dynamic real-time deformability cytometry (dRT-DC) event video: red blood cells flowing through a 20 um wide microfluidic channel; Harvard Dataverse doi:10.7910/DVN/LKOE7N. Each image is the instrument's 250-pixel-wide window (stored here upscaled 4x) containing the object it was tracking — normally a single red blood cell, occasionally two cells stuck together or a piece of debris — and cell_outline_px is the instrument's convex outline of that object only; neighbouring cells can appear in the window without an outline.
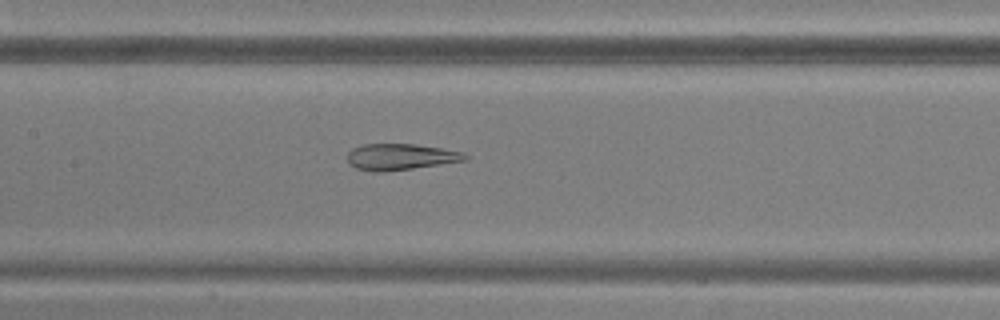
{"species": "common noctule bat (a hibernating species)", "species_latin": "Nyctalus noctula", "temperature_condition": "warm", "stored_images_in_passage": 41, "segment_of_instrument_passage": [1, 2], "camera_frame_rate_fps": 3000, "um_per_image_px": 0.085, "animal": {"sex": "male", "body_mass_g": 20.5, "forearm_length_mm": 52.5}, "frame": {"image": 1, "passage_image": 14, "time_ms": 4.333, "image_size_px": [1000, 320], "cell_outline_px": [[468, 160], [384, 172], [372, 172], [356, 168], [348, 164], [348, 152], [352, 148], [364, 144], [416, 144], [464, 152], [468, 156]], "centroid_in_image_um": [34.02, 13.33], "position_along_channel_um": 173.4, "area_um2": 18.03}}
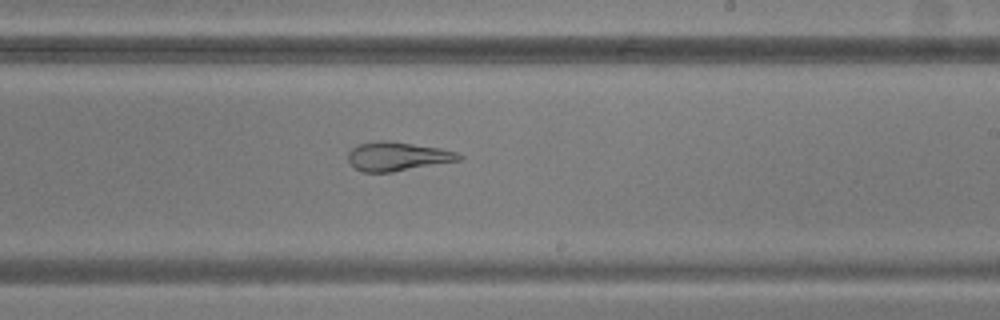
{"frame": {"image": 2, "passage_image": 20, "time_ms": 6.333, "image_size_px": [1000, 320], "cell_outline_px": [[464, 156], [460, 160], [392, 172], [364, 172], [356, 168], [348, 160], [348, 152], [352, 148], [360, 144], [380, 140], [392, 140], [440, 148], [456, 152]], "centroid_in_image_um": [33.79, 13.28], "position_along_channel_um": 255.2, "area_um2": 18.61}}
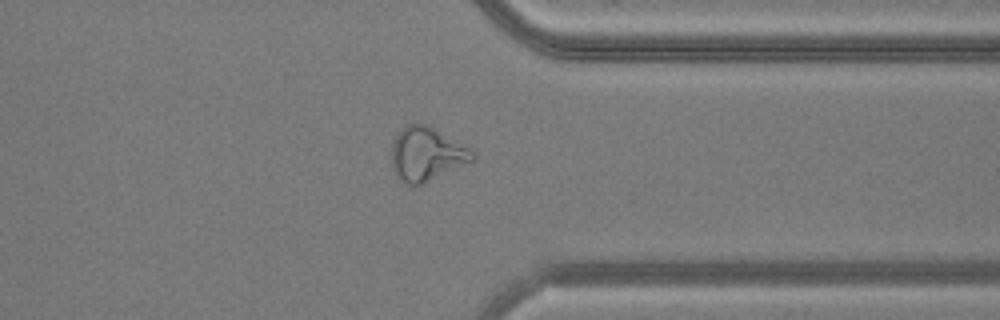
{"frame": {"image": 3, "passage_image": 29, "time_ms": 9.333, "image_size_px": [1000, 320], "cell_outline_px": [[476, 160], [416, 188], [408, 184], [396, 176], [392, 168], [392, 144], [396, 136], [404, 124], [424, 124], [472, 148], [476, 156]], "centroid_in_image_um": [36.29, 13.14], "position_along_channel_um": 375.1, "area_um2": 25.72}}